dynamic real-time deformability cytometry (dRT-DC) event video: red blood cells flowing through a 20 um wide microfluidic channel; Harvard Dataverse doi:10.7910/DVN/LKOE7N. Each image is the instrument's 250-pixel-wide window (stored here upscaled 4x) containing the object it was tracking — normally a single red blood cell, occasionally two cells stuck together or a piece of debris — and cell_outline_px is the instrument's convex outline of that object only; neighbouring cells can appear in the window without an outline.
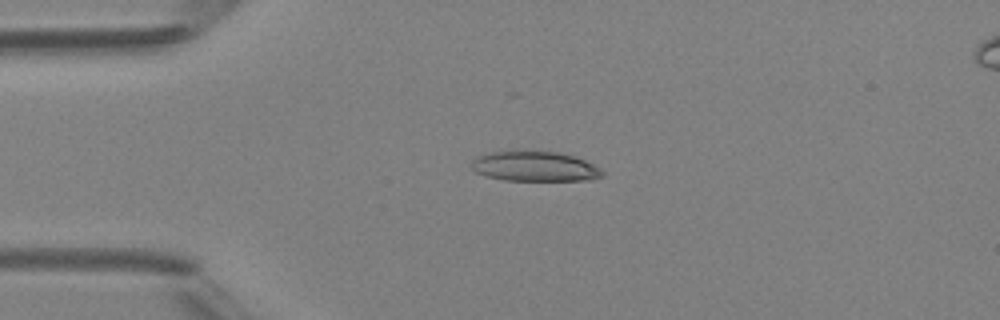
{"species": "Egyptian fruit bat (a non-hibernating species)", "species_latin": "Rousettus aegyptiacus", "temperature_condition": "room temperature", "stored_images_in_passage": 6, "camera_frame_rate_fps": 3000, "um_per_image_px": 0.085, "animal": {"sex": "female"}, "frame": {"image": 1, "passage_image": 4, "time_ms": 3.667, "image_size_px": [1000, 320], "cell_outline_px": [[604, 176], [592, 180], [504, 180], [484, 176], [476, 172], [472, 168], [472, 160], [476, 156], [492, 152], [560, 152], [584, 160], [600, 168], [604, 172]], "centroid_in_image_um": [45.47, 14.16], "position_along_channel_um": 39.5, "area_um2": 22.6}}